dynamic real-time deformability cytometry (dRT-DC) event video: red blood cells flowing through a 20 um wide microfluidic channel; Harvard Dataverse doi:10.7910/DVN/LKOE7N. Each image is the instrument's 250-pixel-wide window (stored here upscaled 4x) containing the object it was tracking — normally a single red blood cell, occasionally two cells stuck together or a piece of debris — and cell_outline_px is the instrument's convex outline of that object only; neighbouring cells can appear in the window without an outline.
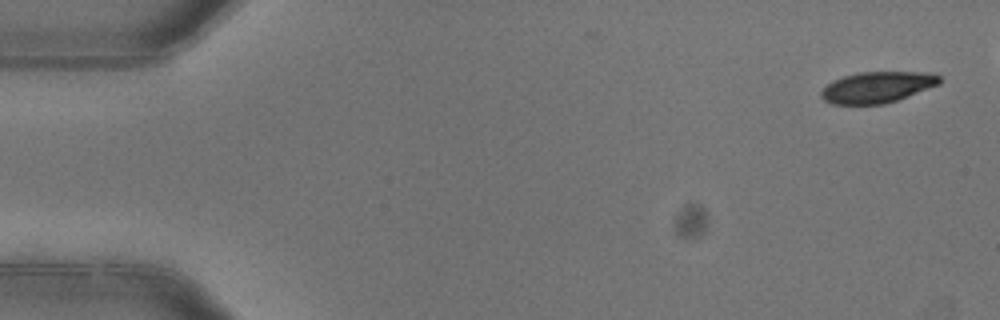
{"species": "common noctule bat (a hibernating species)", "species_latin": "Nyctalus noctula", "temperature_condition": "warm", "stored_images_in_passage": 5, "camera_frame_rate_fps": 3000, "um_per_image_px": 0.085, "animal": {"sex": "female"}, "frame": {"image": 1, "passage_image": 1, "time_ms": 0.0, "image_size_px": [1000, 320], "cell_outline_px": [[940, 84], [896, 100], [884, 104], [832, 104], [824, 100], [820, 96], [820, 92], [832, 80], [844, 76], [860, 72], [928, 72], [940, 76]], "centroid_in_image_um": [74.55, 7.41], "position_along_channel_um": 10.5, "area_um2": 21.33}}